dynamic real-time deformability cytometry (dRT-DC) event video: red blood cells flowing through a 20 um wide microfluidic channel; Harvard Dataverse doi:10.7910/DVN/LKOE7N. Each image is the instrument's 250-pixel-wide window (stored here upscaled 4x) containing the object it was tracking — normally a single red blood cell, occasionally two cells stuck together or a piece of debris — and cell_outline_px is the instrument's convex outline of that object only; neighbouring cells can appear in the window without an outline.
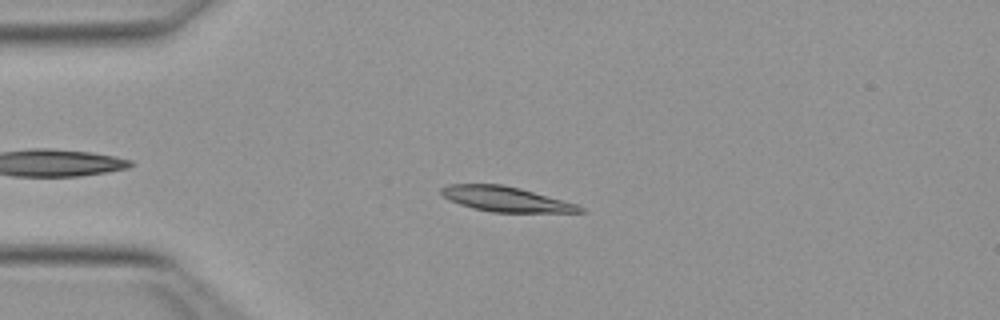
{"species": "Egyptian fruit bat (a non-hibernating species)", "species_latin": "Rousettus aegyptiacus", "temperature_condition": "warm", "stored_images_in_passage": 37, "camera_frame_rate_fps": 3000, "um_per_image_px": 0.085, "animal": {"sex": "female"}, "frame": {"image": 1, "passage_image": 8, "time_ms": 2.333, "image_size_px": [1000, 320], "cell_outline_px": [[588, 212], [492, 212], [472, 208], [448, 200], [440, 192], [440, 188], [448, 184], [504, 184], [520, 188], [576, 204], [584, 208]], "centroid_in_image_um": [42.96, 16.92], "position_along_channel_um": 42.0, "area_um2": 20.11}}
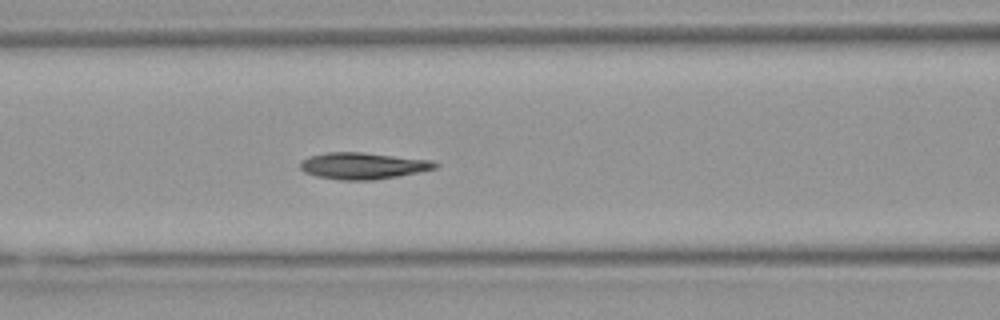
{"frame": {"image": 2, "passage_image": 17, "time_ms": 5.333, "image_size_px": [1000, 320], "cell_outline_px": [[440, 164], [436, 168], [396, 176], [372, 180], [340, 180], [316, 176], [304, 172], [300, 168], [300, 160], [308, 156], [328, 152], [360, 152], [432, 160]], "centroid_in_image_um": [30.8, 14.09], "position_along_channel_um": 135.8, "area_um2": 20.81}}
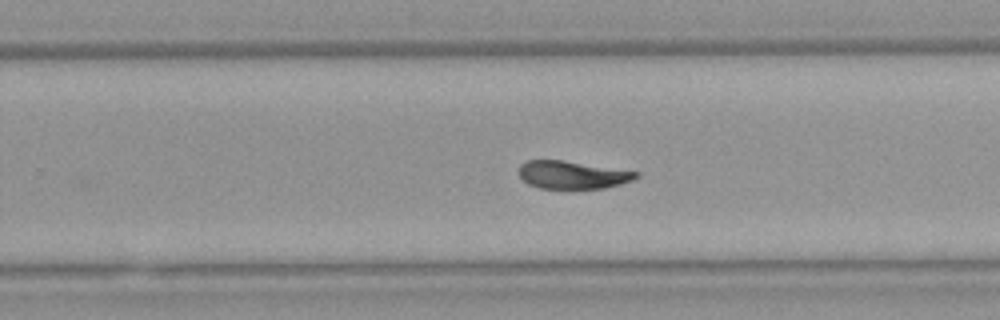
{"frame": {"image": 3, "passage_image": 28, "time_ms": 9.0, "image_size_px": [1000, 320], "cell_outline_px": [[640, 176], [632, 180], [620, 184], [604, 188], [540, 188], [528, 184], [520, 176], [520, 164], [528, 160], [564, 160], [640, 172]], "centroid_in_image_um": [48.68, 14.85], "position_along_channel_um": 281.1, "area_um2": 18.9}, "authors_computed_cell_mechanics": {"area_um2": 20.5768, "velocity_mm_per_s": 3.9959, "shape_relaxation_time_tau1_ms": 7.2518, "shape_relaxation_time_tau2_ms": 2.4145, "deformation_change_tau1": 0.2028, "deformation_change_tau2": 0.0638}}